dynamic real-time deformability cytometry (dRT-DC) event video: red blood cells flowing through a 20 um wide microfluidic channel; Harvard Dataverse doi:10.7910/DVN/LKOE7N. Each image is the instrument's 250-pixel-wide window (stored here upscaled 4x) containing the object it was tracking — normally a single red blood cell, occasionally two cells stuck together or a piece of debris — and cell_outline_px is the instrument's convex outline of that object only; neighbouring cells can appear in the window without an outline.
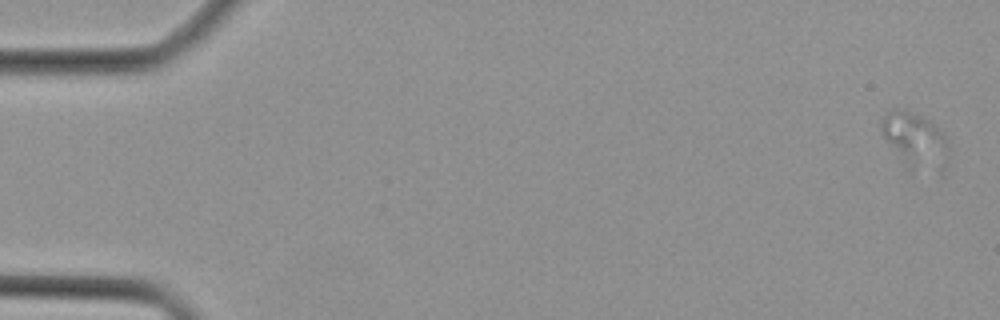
{"species": "Egyptian fruit bat (a non-hibernating species)", "species_latin": "Rousettus aegyptiacus", "temperature_condition": "cold", "stored_images_in_passage": 4, "camera_frame_rate_fps": 3000, "um_per_image_px": 0.085, "animal": {"sex": "female"}, "frame": {"image": 1, "passage_image": 2, "time_ms": 0.333, "image_size_px": [1000, 320], "cell_outline_px": [[948, 152], [912, 172], [908, 172], [904, 168], [884, 136], [880, 128], [884, 116], [888, 108], [904, 108], [928, 120], [940, 128], [944, 132], [948, 148]], "centroid_in_image_um": [77.61, 11.75], "position_along_channel_um": 7.4, "area_um2": 20.23}}